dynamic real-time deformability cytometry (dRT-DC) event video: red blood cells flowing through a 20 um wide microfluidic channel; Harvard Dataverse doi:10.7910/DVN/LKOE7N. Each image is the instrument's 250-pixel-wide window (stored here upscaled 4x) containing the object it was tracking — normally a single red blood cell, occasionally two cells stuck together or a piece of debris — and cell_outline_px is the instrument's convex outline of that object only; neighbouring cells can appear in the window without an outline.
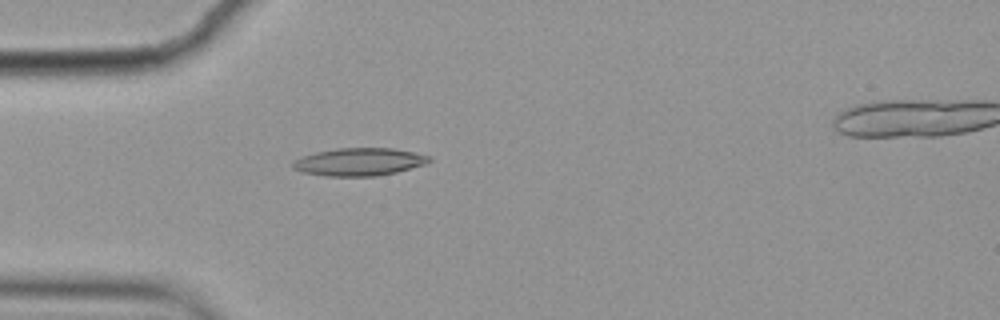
{"species": "common noctule bat (a hibernating species)", "species_latin": "Nyctalus noctula", "temperature_condition": "cold", "stored_images_in_passage": 4, "camera_frame_rate_fps": 3000, "um_per_image_px": 0.085, "animal": {"sex": "female", "body_mass_g": 19.9}, "frame": {"image": 1, "passage_image": 3, "time_ms": 0.667, "image_size_px": [1000, 320], "cell_outline_px": [[432, 160], [428, 164], [396, 172], [376, 176], [324, 176], [304, 172], [292, 168], [292, 160], [300, 156], [316, 152], [336, 148], [392, 148], [432, 156]], "centroid_in_image_um": [30.53, 13.75], "position_along_channel_um": 54.5, "area_um2": 22.25}}